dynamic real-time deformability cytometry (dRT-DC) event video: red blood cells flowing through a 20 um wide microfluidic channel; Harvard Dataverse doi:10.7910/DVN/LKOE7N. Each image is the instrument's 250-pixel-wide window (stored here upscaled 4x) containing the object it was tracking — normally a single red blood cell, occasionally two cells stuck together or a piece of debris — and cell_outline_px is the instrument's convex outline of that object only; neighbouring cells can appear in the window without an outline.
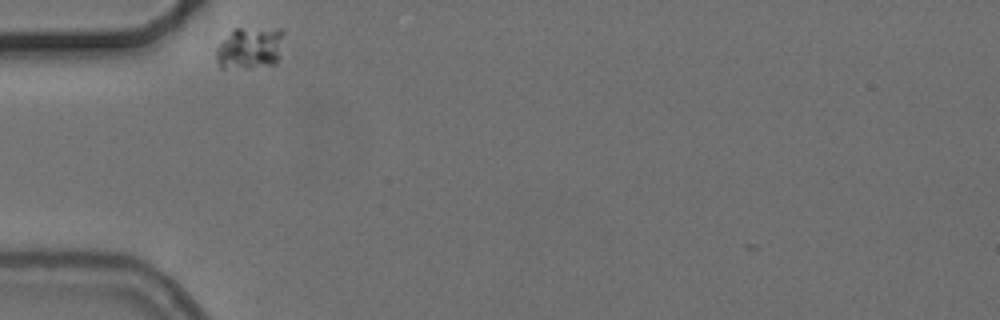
{"species": "common noctule bat (a hibernating species)", "species_latin": "Nyctalus noctula", "temperature_condition": "cold", "stored_images_in_passage": 32, "camera_frame_rate_fps": 3000, "um_per_image_px": 0.085, "animal": {"sex": "female", "body_mass_g": 24.6, "forearm_length_mm": 56.2}, "frame": {"image": 1, "passage_image": 1, "time_ms": 0.0, "image_size_px": [1000, 320], "cell_outline_px": [[284, 32], [280, 56], [272, 64], [252, 68], [220, 68], [216, 56], [216, 48], [232, 28], [280, 28]], "centroid_in_image_um": [21.24, 4.06], "position_along_channel_um": 63.8, "area_um2": 16.82}}
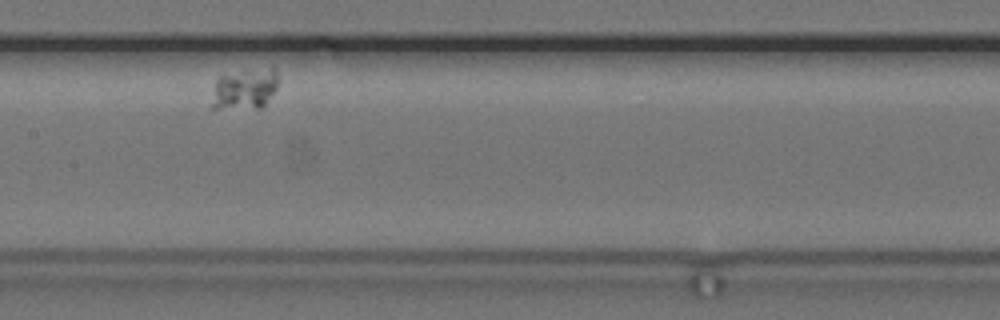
{"frame": {"image": 2, "passage_image": 14, "time_ms": 4.333, "image_size_px": [1000, 320], "cell_outline_px": [[276, 88], [264, 104], [260, 108], [208, 108], [216, 80], [220, 76], [244, 72], [272, 68], [276, 68]], "centroid_in_image_um": [20.73, 7.61], "position_along_channel_um": 186.7, "area_um2": 15.32}}
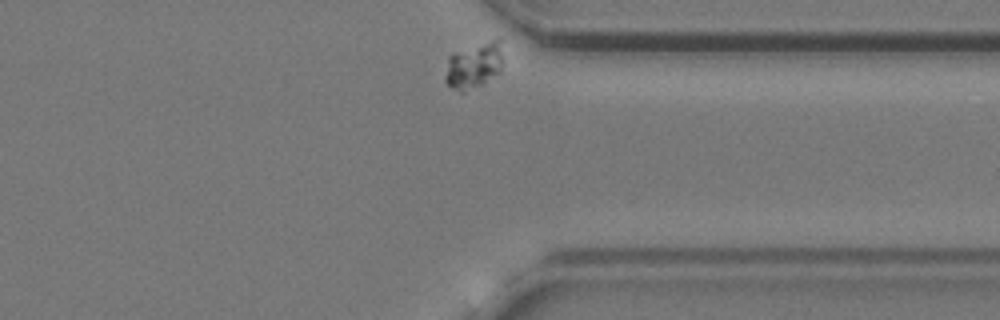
{"frame": {"image": 3, "passage_image": 32, "time_ms": 10.333, "image_size_px": [1000, 320], "cell_outline_px": [[504, 60], [500, 72], [480, 84], [464, 92], [460, 92], [448, 84], [444, 80], [444, 76], [448, 56], [452, 52], [492, 40], [500, 40]], "centroid_in_image_um": [40.27, 5.55], "position_along_channel_um": 371.1, "area_um2": 15.49}}